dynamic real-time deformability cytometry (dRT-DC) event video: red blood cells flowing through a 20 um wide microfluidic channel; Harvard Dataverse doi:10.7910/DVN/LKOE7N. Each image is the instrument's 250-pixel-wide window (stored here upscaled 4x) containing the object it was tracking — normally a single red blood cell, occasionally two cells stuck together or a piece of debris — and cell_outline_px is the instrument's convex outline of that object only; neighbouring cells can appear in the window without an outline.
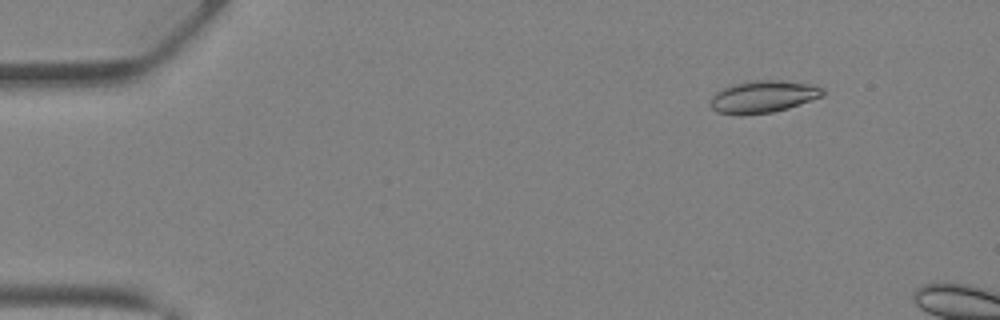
{"species": "Egyptian fruit bat (a non-hibernating species)", "species_latin": "Rousettus aegyptiacus", "temperature_condition": "warm", "stored_images_in_passage": 6, "camera_frame_rate_fps": 3000, "um_per_image_px": 0.085, "animal": {"sex": "female"}, "frame": {"image": 1, "passage_image": 2, "time_ms": 0.333, "image_size_px": [1000, 320], "cell_outline_px": [[824, 96], [788, 108], [772, 112], [744, 116], [736, 116], [716, 112], [712, 108], [712, 96], [716, 92], [732, 84], [748, 80], [784, 80], [812, 84], [824, 88]], "centroid_in_image_um": [64.88, 8.22], "position_along_channel_um": 20.1, "area_um2": 21.44}}